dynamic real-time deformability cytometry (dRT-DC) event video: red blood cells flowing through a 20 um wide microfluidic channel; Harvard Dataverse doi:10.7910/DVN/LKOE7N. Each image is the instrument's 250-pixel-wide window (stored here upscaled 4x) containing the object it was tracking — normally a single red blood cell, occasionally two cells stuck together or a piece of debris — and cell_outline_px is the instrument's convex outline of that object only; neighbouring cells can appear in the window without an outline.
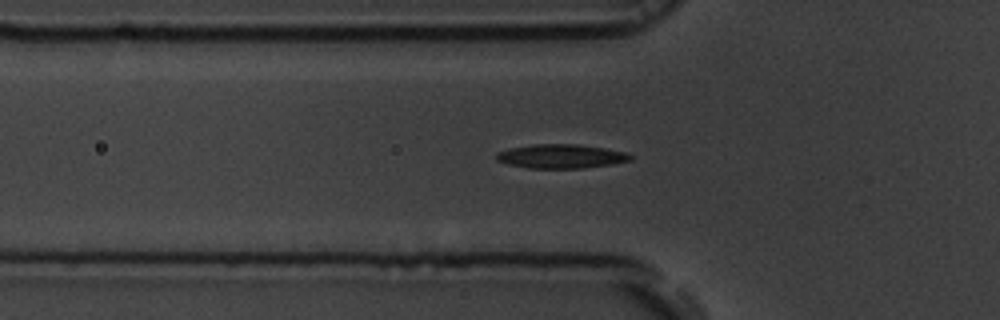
{"species": "common noctule bat (a hibernating species)", "species_latin": "Nyctalus noctula", "temperature_condition": "room temperature", "stored_images_in_passage": 47, "camera_frame_rate_fps": 3000, "um_per_image_px": 0.085, "animal": {"sex": "male", "body_mass_g": 19.5, "forearm_length_mm": 54.6}, "frame": {"image": 1, "passage_image": 18, "time_ms": 5.667, "image_size_px": [1000, 320], "cell_outline_px": [[632, 160], [612, 164], [584, 168], [528, 168], [508, 164], [496, 160], [496, 152], [508, 148], [532, 144], [580, 144], [628, 152], [632, 156]], "centroid_in_image_um": [47.69, 13.28], "position_along_channel_um": 78.1, "area_um2": 18.96}}
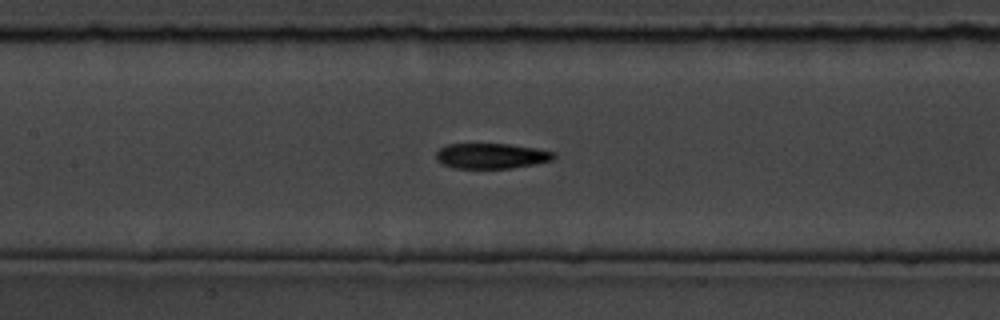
{"frame": {"image": 2, "passage_image": 25, "time_ms": 8.0, "image_size_px": [1000, 320], "cell_outline_px": [[556, 156], [552, 160], [536, 164], [512, 168], [456, 168], [444, 164], [436, 160], [436, 152], [440, 148], [448, 144], [508, 144], [536, 148], [556, 152]], "centroid_in_image_um": [41.8, 13.25], "position_along_channel_um": 165.6, "area_um2": 17.4}}
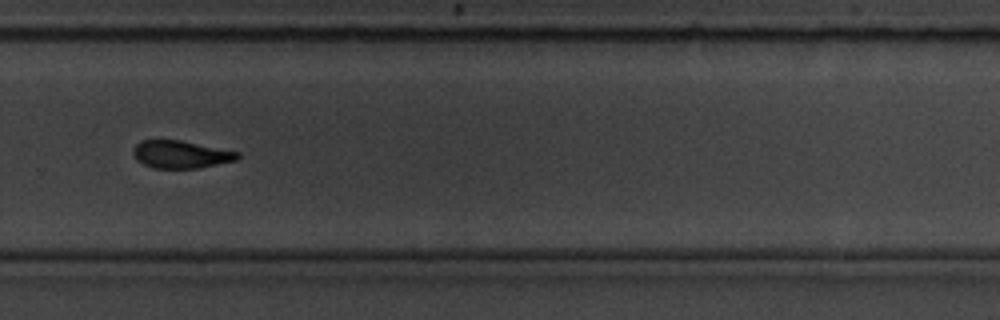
{"frame": {"image": 3, "passage_image": 37, "time_ms": 12.0, "image_size_px": [1000, 320], "cell_outline_px": [[240, 156], [236, 160], [200, 168], [152, 168], [136, 160], [132, 152], [132, 148], [140, 140], [180, 140], [240, 152]], "centroid_in_image_um": [15.34, 13.12], "position_along_channel_um": 314.5, "area_um2": 16.88}}